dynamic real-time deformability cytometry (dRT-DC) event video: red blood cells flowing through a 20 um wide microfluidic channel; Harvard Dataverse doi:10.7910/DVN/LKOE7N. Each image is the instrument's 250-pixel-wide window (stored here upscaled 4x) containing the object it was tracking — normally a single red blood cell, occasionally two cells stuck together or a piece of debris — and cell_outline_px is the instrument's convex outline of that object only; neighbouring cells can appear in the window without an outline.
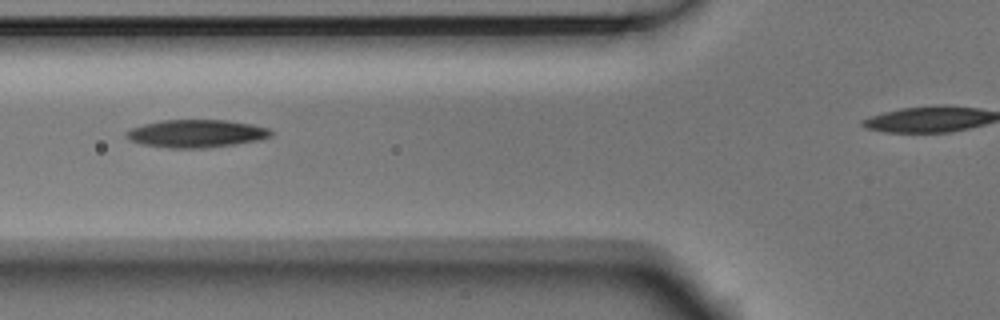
{"species": "Egyptian fruit bat (a non-hibernating species)", "species_latin": "Rousettus aegyptiacus", "temperature_condition": "room temperature", "stored_images_in_passage": 5, "camera_frame_rate_fps": 3000, "um_per_image_px": 0.085, "animal": {"sex": "male"}, "frame": {"image": 1, "passage_image": 3, "time_ms": 0.667, "image_size_px": [1000, 320], "cell_outline_px": [[272, 136], [260, 140], [236, 144], [208, 148], [168, 148], [140, 144], [128, 140], [124, 136], [124, 132], [132, 128], [144, 124], [160, 120], [228, 120], [252, 124], [268, 128], [272, 132]], "centroid_in_image_um": [16.66, 11.36], "position_along_channel_um": 109.1, "area_um2": 23.76}}
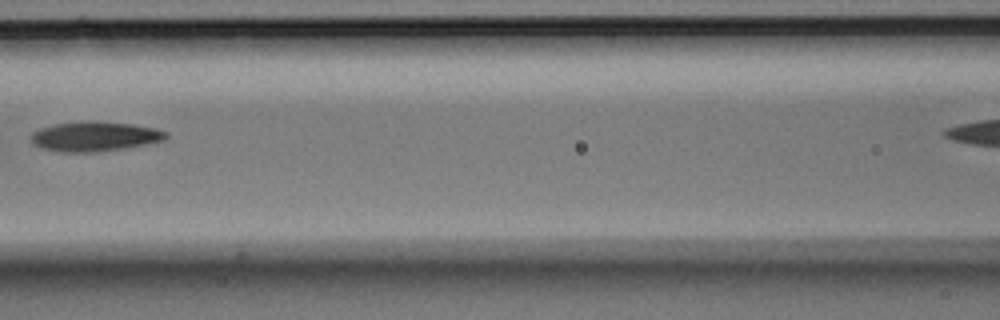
{"frame": {"image": 2, "passage_image": 4, "time_ms": 1.0, "image_size_px": [1000, 320], "cell_outline_px": [[168, 136], [164, 140], [124, 148], [96, 152], [64, 152], [40, 148], [32, 144], [32, 132], [40, 128], [56, 124], [132, 124], [156, 128], [168, 132]], "centroid_in_image_um": [8.06, 11.65], "position_along_channel_um": 158.5, "area_um2": 22.25}}